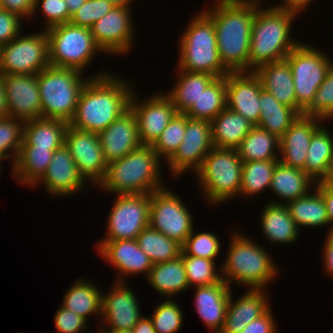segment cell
<instances>
[{"label": "cell", "mask_w": 333, "mask_h": 333, "mask_svg": "<svg viewBox=\"0 0 333 333\" xmlns=\"http://www.w3.org/2000/svg\"><path fill=\"white\" fill-rule=\"evenodd\" d=\"M194 18L179 41L178 69L208 73L216 78L226 76L229 71L220 60L213 20L205 11Z\"/></svg>", "instance_id": "6"}, {"label": "cell", "mask_w": 333, "mask_h": 333, "mask_svg": "<svg viewBox=\"0 0 333 333\" xmlns=\"http://www.w3.org/2000/svg\"><path fill=\"white\" fill-rule=\"evenodd\" d=\"M6 116H8V114L5 101V90L2 81V76L0 75V119Z\"/></svg>", "instance_id": "59"}, {"label": "cell", "mask_w": 333, "mask_h": 333, "mask_svg": "<svg viewBox=\"0 0 333 333\" xmlns=\"http://www.w3.org/2000/svg\"><path fill=\"white\" fill-rule=\"evenodd\" d=\"M186 130V114L177 113L160 134L152 148L158 157L168 160L183 141Z\"/></svg>", "instance_id": "44"}, {"label": "cell", "mask_w": 333, "mask_h": 333, "mask_svg": "<svg viewBox=\"0 0 333 333\" xmlns=\"http://www.w3.org/2000/svg\"><path fill=\"white\" fill-rule=\"evenodd\" d=\"M294 81L297 106L304 112L313 102L333 62L319 49L299 43L285 58Z\"/></svg>", "instance_id": "10"}, {"label": "cell", "mask_w": 333, "mask_h": 333, "mask_svg": "<svg viewBox=\"0 0 333 333\" xmlns=\"http://www.w3.org/2000/svg\"><path fill=\"white\" fill-rule=\"evenodd\" d=\"M68 123L59 119L38 118L26 121L22 145L58 149L64 145Z\"/></svg>", "instance_id": "32"}, {"label": "cell", "mask_w": 333, "mask_h": 333, "mask_svg": "<svg viewBox=\"0 0 333 333\" xmlns=\"http://www.w3.org/2000/svg\"><path fill=\"white\" fill-rule=\"evenodd\" d=\"M323 262L324 268L333 277V231L329 230L324 243Z\"/></svg>", "instance_id": "56"}, {"label": "cell", "mask_w": 333, "mask_h": 333, "mask_svg": "<svg viewBox=\"0 0 333 333\" xmlns=\"http://www.w3.org/2000/svg\"><path fill=\"white\" fill-rule=\"evenodd\" d=\"M38 6L41 7L43 16L46 17L45 30L56 25L70 23L72 16L69 14L65 0H35L33 15H36Z\"/></svg>", "instance_id": "50"}, {"label": "cell", "mask_w": 333, "mask_h": 333, "mask_svg": "<svg viewBox=\"0 0 333 333\" xmlns=\"http://www.w3.org/2000/svg\"><path fill=\"white\" fill-rule=\"evenodd\" d=\"M78 279L69 288L63 298L64 308L73 311L88 321L89 315L100 314L102 316V293L90 281Z\"/></svg>", "instance_id": "38"}, {"label": "cell", "mask_w": 333, "mask_h": 333, "mask_svg": "<svg viewBox=\"0 0 333 333\" xmlns=\"http://www.w3.org/2000/svg\"><path fill=\"white\" fill-rule=\"evenodd\" d=\"M99 333H132V330H100Z\"/></svg>", "instance_id": "63"}, {"label": "cell", "mask_w": 333, "mask_h": 333, "mask_svg": "<svg viewBox=\"0 0 333 333\" xmlns=\"http://www.w3.org/2000/svg\"><path fill=\"white\" fill-rule=\"evenodd\" d=\"M213 147L211 122L191 119L186 115V130L183 141L167 160L170 172L177 177L186 173L190 168L196 172Z\"/></svg>", "instance_id": "14"}, {"label": "cell", "mask_w": 333, "mask_h": 333, "mask_svg": "<svg viewBox=\"0 0 333 333\" xmlns=\"http://www.w3.org/2000/svg\"><path fill=\"white\" fill-rule=\"evenodd\" d=\"M261 213L263 233L271 243L292 244L299 236V229L285 204L268 202Z\"/></svg>", "instance_id": "29"}, {"label": "cell", "mask_w": 333, "mask_h": 333, "mask_svg": "<svg viewBox=\"0 0 333 333\" xmlns=\"http://www.w3.org/2000/svg\"><path fill=\"white\" fill-rule=\"evenodd\" d=\"M226 107V76H223L215 78L184 114L191 119L211 122Z\"/></svg>", "instance_id": "40"}, {"label": "cell", "mask_w": 333, "mask_h": 333, "mask_svg": "<svg viewBox=\"0 0 333 333\" xmlns=\"http://www.w3.org/2000/svg\"><path fill=\"white\" fill-rule=\"evenodd\" d=\"M278 162L279 160L243 162L239 195L255 196L266 188L270 189L272 175Z\"/></svg>", "instance_id": "42"}, {"label": "cell", "mask_w": 333, "mask_h": 333, "mask_svg": "<svg viewBox=\"0 0 333 333\" xmlns=\"http://www.w3.org/2000/svg\"><path fill=\"white\" fill-rule=\"evenodd\" d=\"M24 124L23 120L11 116L0 119V155L6 159L12 157L13 165L18 158L23 143ZM10 150L13 152L12 154L7 153Z\"/></svg>", "instance_id": "45"}, {"label": "cell", "mask_w": 333, "mask_h": 333, "mask_svg": "<svg viewBox=\"0 0 333 333\" xmlns=\"http://www.w3.org/2000/svg\"><path fill=\"white\" fill-rule=\"evenodd\" d=\"M160 162L152 146L142 145L107 165L99 189L104 188L116 195L151 194L164 187L160 182Z\"/></svg>", "instance_id": "4"}, {"label": "cell", "mask_w": 333, "mask_h": 333, "mask_svg": "<svg viewBox=\"0 0 333 333\" xmlns=\"http://www.w3.org/2000/svg\"><path fill=\"white\" fill-rule=\"evenodd\" d=\"M264 291L249 289L235 303L231 291L226 317L219 333H240L250 322L265 314L271 307Z\"/></svg>", "instance_id": "26"}, {"label": "cell", "mask_w": 333, "mask_h": 333, "mask_svg": "<svg viewBox=\"0 0 333 333\" xmlns=\"http://www.w3.org/2000/svg\"><path fill=\"white\" fill-rule=\"evenodd\" d=\"M297 15L290 10L271 6L260 9L257 6L251 29L250 72L263 64L285 59L299 44L290 37L292 23Z\"/></svg>", "instance_id": "3"}, {"label": "cell", "mask_w": 333, "mask_h": 333, "mask_svg": "<svg viewBox=\"0 0 333 333\" xmlns=\"http://www.w3.org/2000/svg\"><path fill=\"white\" fill-rule=\"evenodd\" d=\"M262 90L261 80L254 71L229 72L226 75L227 108L244 116L254 126L258 125Z\"/></svg>", "instance_id": "19"}, {"label": "cell", "mask_w": 333, "mask_h": 333, "mask_svg": "<svg viewBox=\"0 0 333 333\" xmlns=\"http://www.w3.org/2000/svg\"><path fill=\"white\" fill-rule=\"evenodd\" d=\"M65 2L68 6L69 14L72 16L83 6L86 0H65Z\"/></svg>", "instance_id": "60"}, {"label": "cell", "mask_w": 333, "mask_h": 333, "mask_svg": "<svg viewBox=\"0 0 333 333\" xmlns=\"http://www.w3.org/2000/svg\"><path fill=\"white\" fill-rule=\"evenodd\" d=\"M141 250L149 256L153 264L170 261L182 253V244L148 226L137 236Z\"/></svg>", "instance_id": "41"}, {"label": "cell", "mask_w": 333, "mask_h": 333, "mask_svg": "<svg viewBox=\"0 0 333 333\" xmlns=\"http://www.w3.org/2000/svg\"><path fill=\"white\" fill-rule=\"evenodd\" d=\"M314 187H316L323 196L327 209V216L330 225L329 228H331L330 231H333V190H330L323 182L316 183Z\"/></svg>", "instance_id": "55"}, {"label": "cell", "mask_w": 333, "mask_h": 333, "mask_svg": "<svg viewBox=\"0 0 333 333\" xmlns=\"http://www.w3.org/2000/svg\"><path fill=\"white\" fill-rule=\"evenodd\" d=\"M327 174H333V152H332V156H331V160H330V164H329V167H328Z\"/></svg>", "instance_id": "64"}, {"label": "cell", "mask_w": 333, "mask_h": 333, "mask_svg": "<svg viewBox=\"0 0 333 333\" xmlns=\"http://www.w3.org/2000/svg\"><path fill=\"white\" fill-rule=\"evenodd\" d=\"M320 120L325 121L319 117L301 114L291 123L289 129L279 139V161L282 164L305 172V161L311 137L322 125Z\"/></svg>", "instance_id": "22"}, {"label": "cell", "mask_w": 333, "mask_h": 333, "mask_svg": "<svg viewBox=\"0 0 333 333\" xmlns=\"http://www.w3.org/2000/svg\"><path fill=\"white\" fill-rule=\"evenodd\" d=\"M282 2L283 3H281L280 5L277 4L273 7L282 10H290L297 14H300L302 10L306 9V7L309 5V3L312 2V0H283Z\"/></svg>", "instance_id": "57"}, {"label": "cell", "mask_w": 333, "mask_h": 333, "mask_svg": "<svg viewBox=\"0 0 333 333\" xmlns=\"http://www.w3.org/2000/svg\"><path fill=\"white\" fill-rule=\"evenodd\" d=\"M107 1L113 3L116 6H130L131 5L130 3L132 2V0H107Z\"/></svg>", "instance_id": "62"}, {"label": "cell", "mask_w": 333, "mask_h": 333, "mask_svg": "<svg viewBox=\"0 0 333 333\" xmlns=\"http://www.w3.org/2000/svg\"><path fill=\"white\" fill-rule=\"evenodd\" d=\"M72 68L48 66L37 74L42 118L69 122L76 111L81 90L89 78Z\"/></svg>", "instance_id": "7"}, {"label": "cell", "mask_w": 333, "mask_h": 333, "mask_svg": "<svg viewBox=\"0 0 333 333\" xmlns=\"http://www.w3.org/2000/svg\"><path fill=\"white\" fill-rule=\"evenodd\" d=\"M3 159H6V158H4L3 156L0 155V167H1V160H3Z\"/></svg>", "instance_id": "65"}, {"label": "cell", "mask_w": 333, "mask_h": 333, "mask_svg": "<svg viewBox=\"0 0 333 333\" xmlns=\"http://www.w3.org/2000/svg\"><path fill=\"white\" fill-rule=\"evenodd\" d=\"M150 319L156 333H176L181 328L183 312L177 302L168 298L155 307Z\"/></svg>", "instance_id": "46"}, {"label": "cell", "mask_w": 333, "mask_h": 333, "mask_svg": "<svg viewBox=\"0 0 333 333\" xmlns=\"http://www.w3.org/2000/svg\"><path fill=\"white\" fill-rule=\"evenodd\" d=\"M116 201L107 218L106 241L133 240L149 226L150 194L116 195Z\"/></svg>", "instance_id": "12"}, {"label": "cell", "mask_w": 333, "mask_h": 333, "mask_svg": "<svg viewBox=\"0 0 333 333\" xmlns=\"http://www.w3.org/2000/svg\"><path fill=\"white\" fill-rule=\"evenodd\" d=\"M132 333H156L150 317L142 316L133 327Z\"/></svg>", "instance_id": "58"}, {"label": "cell", "mask_w": 333, "mask_h": 333, "mask_svg": "<svg viewBox=\"0 0 333 333\" xmlns=\"http://www.w3.org/2000/svg\"><path fill=\"white\" fill-rule=\"evenodd\" d=\"M55 150L21 145L18 158L12 166L14 179L23 185L33 186L46 172Z\"/></svg>", "instance_id": "33"}, {"label": "cell", "mask_w": 333, "mask_h": 333, "mask_svg": "<svg viewBox=\"0 0 333 333\" xmlns=\"http://www.w3.org/2000/svg\"><path fill=\"white\" fill-rule=\"evenodd\" d=\"M176 85L165 94L171 99L177 113H185L204 89L216 78L208 73L189 72L178 69Z\"/></svg>", "instance_id": "34"}, {"label": "cell", "mask_w": 333, "mask_h": 333, "mask_svg": "<svg viewBox=\"0 0 333 333\" xmlns=\"http://www.w3.org/2000/svg\"><path fill=\"white\" fill-rule=\"evenodd\" d=\"M182 199L165 187L150 194L149 226L183 244L193 231V219Z\"/></svg>", "instance_id": "13"}, {"label": "cell", "mask_w": 333, "mask_h": 333, "mask_svg": "<svg viewBox=\"0 0 333 333\" xmlns=\"http://www.w3.org/2000/svg\"><path fill=\"white\" fill-rule=\"evenodd\" d=\"M129 8L116 6L90 28L96 44L104 53L123 55L133 47L134 25Z\"/></svg>", "instance_id": "17"}, {"label": "cell", "mask_w": 333, "mask_h": 333, "mask_svg": "<svg viewBox=\"0 0 333 333\" xmlns=\"http://www.w3.org/2000/svg\"><path fill=\"white\" fill-rule=\"evenodd\" d=\"M116 5L107 0H86L83 6L72 15L70 23L91 28L95 22L107 15Z\"/></svg>", "instance_id": "49"}, {"label": "cell", "mask_w": 333, "mask_h": 333, "mask_svg": "<svg viewBox=\"0 0 333 333\" xmlns=\"http://www.w3.org/2000/svg\"><path fill=\"white\" fill-rule=\"evenodd\" d=\"M329 132L325 126H320L311 137L308 148L305 173L316 183L325 178L330 164L333 136Z\"/></svg>", "instance_id": "37"}, {"label": "cell", "mask_w": 333, "mask_h": 333, "mask_svg": "<svg viewBox=\"0 0 333 333\" xmlns=\"http://www.w3.org/2000/svg\"><path fill=\"white\" fill-rule=\"evenodd\" d=\"M20 35L0 47V75H37L49 66L46 30L26 36Z\"/></svg>", "instance_id": "11"}, {"label": "cell", "mask_w": 333, "mask_h": 333, "mask_svg": "<svg viewBox=\"0 0 333 333\" xmlns=\"http://www.w3.org/2000/svg\"><path fill=\"white\" fill-rule=\"evenodd\" d=\"M259 103L261 115L257 126L264 128L279 139L299 115L293 108L280 103L264 89L260 92Z\"/></svg>", "instance_id": "35"}, {"label": "cell", "mask_w": 333, "mask_h": 333, "mask_svg": "<svg viewBox=\"0 0 333 333\" xmlns=\"http://www.w3.org/2000/svg\"><path fill=\"white\" fill-rule=\"evenodd\" d=\"M54 321L58 333H82L88 328L85 318L62 306L57 310Z\"/></svg>", "instance_id": "51"}, {"label": "cell", "mask_w": 333, "mask_h": 333, "mask_svg": "<svg viewBox=\"0 0 333 333\" xmlns=\"http://www.w3.org/2000/svg\"><path fill=\"white\" fill-rule=\"evenodd\" d=\"M221 244L217 235L211 232L194 234V229L182 244V255L214 260L220 252Z\"/></svg>", "instance_id": "47"}, {"label": "cell", "mask_w": 333, "mask_h": 333, "mask_svg": "<svg viewBox=\"0 0 333 333\" xmlns=\"http://www.w3.org/2000/svg\"><path fill=\"white\" fill-rule=\"evenodd\" d=\"M35 0H0V8L19 15L21 18H30L33 15Z\"/></svg>", "instance_id": "54"}, {"label": "cell", "mask_w": 333, "mask_h": 333, "mask_svg": "<svg viewBox=\"0 0 333 333\" xmlns=\"http://www.w3.org/2000/svg\"><path fill=\"white\" fill-rule=\"evenodd\" d=\"M137 93H132L130 108L135 114L139 138L143 145L152 146L177 114L171 99L158 93L138 104Z\"/></svg>", "instance_id": "16"}, {"label": "cell", "mask_w": 333, "mask_h": 333, "mask_svg": "<svg viewBox=\"0 0 333 333\" xmlns=\"http://www.w3.org/2000/svg\"><path fill=\"white\" fill-rule=\"evenodd\" d=\"M46 33L50 66L83 72L93 56L103 52L96 44L90 28L65 23L48 28Z\"/></svg>", "instance_id": "9"}, {"label": "cell", "mask_w": 333, "mask_h": 333, "mask_svg": "<svg viewBox=\"0 0 333 333\" xmlns=\"http://www.w3.org/2000/svg\"><path fill=\"white\" fill-rule=\"evenodd\" d=\"M271 308L259 318L250 322L240 333H275L276 323Z\"/></svg>", "instance_id": "53"}, {"label": "cell", "mask_w": 333, "mask_h": 333, "mask_svg": "<svg viewBox=\"0 0 333 333\" xmlns=\"http://www.w3.org/2000/svg\"><path fill=\"white\" fill-rule=\"evenodd\" d=\"M195 306L199 317L213 333L223 327L231 294L230 286L222 279L219 283L195 287Z\"/></svg>", "instance_id": "25"}, {"label": "cell", "mask_w": 333, "mask_h": 333, "mask_svg": "<svg viewBox=\"0 0 333 333\" xmlns=\"http://www.w3.org/2000/svg\"><path fill=\"white\" fill-rule=\"evenodd\" d=\"M313 181L303 170L295 169L290 166L282 164L280 161L277 163L271 183L270 189L275 195L283 200L280 202H271L275 204L285 205L299 197L305 196L309 193L310 187L315 186ZM283 202V203H282Z\"/></svg>", "instance_id": "28"}, {"label": "cell", "mask_w": 333, "mask_h": 333, "mask_svg": "<svg viewBox=\"0 0 333 333\" xmlns=\"http://www.w3.org/2000/svg\"><path fill=\"white\" fill-rule=\"evenodd\" d=\"M279 148L280 142L277 136L255 125L241 141L236 150L241 161L248 162L257 160H279Z\"/></svg>", "instance_id": "36"}, {"label": "cell", "mask_w": 333, "mask_h": 333, "mask_svg": "<svg viewBox=\"0 0 333 333\" xmlns=\"http://www.w3.org/2000/svg\"><path fill=\"white\" fill-rule=\"evenodd\" d=\"M97 74L89 76L68 124L77 130L100 133L130 108L131 86L116 75Z\"/></svg>", "instance_id": "2"}, {"label": "cell", "mask_w": 333, "mask_h": 333, "mask_svg": "<svg viewBox=\"0 0 333 333\" xmlns=\"http://www.w3.org/2000/svg\"><path fill=\"white\" fill-rule=\"evenodd\" d=\"M85 181L68 148L63 145L54 151L46 172L33 186L43 182L49 194L69 196L76 191L79 193Z\"/></svg>", "instance_id": "23"}, {"label": "cell", "mask_w": 333, "mask_h": 333, "mask_svg": "<svg viewBox=\"0 0 333 333\" xmlns=\"http://www.w3.org/2000/svg\"><path fill=\"white\" fill-rule=\"evenodd\" d=\"M260 0H218L205 13L213 20L222 65L249 72L251 29Z\"/></svg>", "instance_id": "1"}, {"label": "cell", "mask_w": 333, "mask_h": 333, "mask_svg": "<svg viewBox=\"0 0 333 333\" xmlns=\"http://www.w3.org/2000/svg\"><path fill=\"white\" fill-rule=\"evenodd\" d=\"M97 251L104 261H108L119 271L120 277H116V282H124V276L127 278L130 274L145 273L147 277L153 266L149 256L138 246L136 239L106 241Z\"/></svg>", "instance_id": "24"}, {"label": "cell", "mask_w": 333, "mask_h": 333, "mask_svg": "<svg viewBox=\"0 0 333 333\" xmlns=\"http://www.w3.org/2000/svg\"><path fill=\"white\" fill-rule=\"evenodd\" d=\"M114 283L109 294H102L101 320L109 328L103 326V329L99 330H132L142 317L141 307L134 292L125 282Z\"/></svg>", "instance_id": "20"}, {"label": "cell", "mask_w": 333, "mask_h": 333, "mask_svg": "<svg viewBox=\"0 0 333 333\" xmlns=\"http://www.w3.org/2000/svg\"><path fill=\"white\" fill-rule=\"evenodd\" d=\"M8 116L24 122L42 118L37 75H1Z\"/></svg>", "instance_id": "18"}, {"label": "cell", "mask_w": 333, "mask_h": 333, "mask_svg": "<svg viewBox=\"0 0 333 333\" xmlns=\"http://www.w3.org/2000/svg\"><path fill=\"white\" fill-rule=\"evenodd\" d=\"M321 182H323L330 190H333V174H326Z\"/></svg>", "instance_id": "61"}, {"label": "cell", "mask_w": 333, "mask_h": 333, "mask_svg": "<svg viewBox=\"0 0 333 333\" xmlns=\"http://www.w3.org/2000/svg\"><path fill=\"white\" fill-rule=\"evenodd\" d=\"M182 259L189 287L213 285L222 280V274L215 272L214 260L191 255H182Z\"/></svg>", "instance_id": "43"}, {"label": "cell", "mask_w": 333, "mask_h": 333, "mask_svg": "<svg viewBox=\"0 0 333 333\" xmlns=\"http://www.w3.org/2000/svg\"><path fill=\"white\" fill-rule=\"evenodd\" d=\"M98 135L107 164L123 158L143 145L139 138L136 117L131 108Z\"/></svg>", "instance_id": "21"}, {"label": "cell", "mask_w": 333, "mask_h": 333, "mask_svg": "<svg viewBox=\"0 0 333 333\" xmlns=\"http://www.w3.org/2000/svg\"><path fill=\"white\" fill-rule=\"evenodd\" d=\"M147 279L152 288L167 299L187 290L189 285L182 254L170 261L153 264Z\"/></svg>", "instance_id": "31"}, {"label": "cell", "mask_w": 333, "mask_h": 333, "mask_svg": "<svg viewBox=\"0 0 333 333\" xmlns=\"http://www.w3.org/2000/svg\"><path fill=\"white\" fill-rule=\"evenodd\" d=\"M304 114L323 120L333 118V66L318 87L312 104L304 111Z\"/></svg>", "instance_id": "48"}, {"label": "cell", "mask_w": 333, "mask_h": 333, "mask_svg": "<svg viewBox=\"0 0 333 333\" xmlns=\"http://www.w3.org/2000/svg\"><path fill=\"white\" fill-rule=\"evenodd\" d=\"M314 189H316L315 193L309 192L307 195L286 204L298 229L301 226L319 227L329 224L323 196L317 188Z\"/></svg>", "instance_id": "39"}, {"label": "cell", "mask_w": 333, "mask_h": 333, "mask_svg": "<svg viewBox=\"0 0 333 333\" xmlns=\"http://www.w3.org/2000/svg\"><path fill=\"white\" fill-rule=\"evenodd\" d=\"M21 20L19 15L0 8V47L21 34Z\"/></svg>", "instance_id": "52"}, {"label": "cell", "mask_w": 333, "mask_h": 333, "mask_svg": "<svg viewBox=\"0 0 333 333\" xmlns=\"http://www.w3.org/2000/svg\"><path fill=\"white\" fill-rule=\"evenodd\" d=\"M230 242L221 269L222 279L229 286L236 281L238 286L249 285L250 289H264L275 279L278 267L262 246L237 232Z\"/></svg>", "instance_id": "5"}, {"label": "cell", "mask_w": 333, "mask_h": 333, "mask_svg": "<svg viewBox=\"0 0 333 333\" xmlns=\"http://www.w3.org/2000/svg\"><path fill=\"white\" fill-rule=\"evenodd\" d=\"M254 73L260 78L265 91L280 103L293 108L299 115L304 114L297 106L293 76L286 59L263 64Z\"/></svg>", "instance_id": "27"}, {"label": "cell", "mask_w": 333, "mask_h": 333, "mask_svg": "<svg viewBox=\"0 0 333 333\" xmlns=\"http://www.w3.org/2000/svg\"><path fill=\"white\" fill-rule=\"evenodd\" d=\"M242 161L233 148L213 147L195 172L203 196L215 205L234 196L241 189ZM228 199V200H227Z\"/></svg>", "instance_id": "8"}, {"label": "cell", "mask_w": 333, "mask_h": 333, "mask_svg": "<svg viewBox=\"0 0 333 333\" xmlns=\"http://www.w3.org/2000/svg\"><path fill=\"white\" fill-rule=\"evenodd\" d=\"M254 125L227 107L211 121L215 147L236 149Z\"/></svg>", "instance_id": "30"}, {"label": "cell", "mask_w": 333, "mask_h": 333, "mask_svg": "<svg viewBox=\"0 0 333 333\" xmlns=\"http://www.w3.org/2000/svg\"><path fill=\"white\" fill-rule=\"evenodd\" d=\"M64 145L84 178L98 185L104 179L108 165L98 133L77 130L68 125Z\"/></svg>", "instance_id": "15"}]
</instances>
